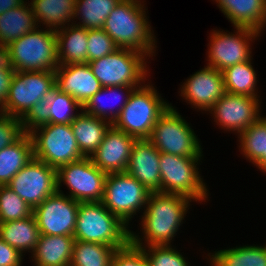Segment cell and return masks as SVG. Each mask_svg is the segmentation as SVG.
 Wrapping results in <instances>:
<instances>
[{
  "mask_svg": "<svg viewBox=\"0 0 266 266\" xmlns=\"http://www.w3.org/2000/svg\"><path fill=\"white\" fill-rule=\"evenodd\" d=\"M190 202L194 201L184 195L150 192L140 218L143 236L130 231V242L137 247L172 245Z\"/></svg>",
  "mask_w": 266,
  "mask_h": 266,
  "instance_id": "6da1fadb",
  "label": "cell"
},
{
  "mask_svg": "<svg viewBox=\"0 0 266 266\" xmlns=\"http://www.w3.org/2000/svg\"><path fill=\"white\" fill-rule=\"evenodd\" d=\"M144 2V0H120L106 18L103 30L118 48L139 51L149 59L155 56L157 41L149 24Z\"/></svg>",
  "mask_w": 266,
  "mask_h": 266,
  "instance_id": "7a4b0ae2",
  "label": "cell"
},
{
  "mask_svg": "<svg viewBox=\"0 0 266 266\" xmlns=\"http://www.w3.org/2000/svg\"><path fill=\"white\" fill-rule=\"evenodd\" d=\"M55 88V72H15L8 97L0 113L29 123L40 115L44 103Z\"/></svg>",
  "mask_w": 266,
  "mask_h": 266,
  "instance_id": "3957f363",
  "label": "cell"
},
{
  "mask_svg": "<svg viewBox=\"0 0 266 266\" xmlns=\"http://www.w3.org/2000/svg\"><path fill=\"white\" fill-rule=\"evenodd\" d=\"M4 57L16 72H55L59 66L56 32L37 27L6 46Z\"/></svg>",
  "mask_w": 266,
  "mask_h": 266,
  "instance_id": "277c9868",
  "label": "cell"
},
{
  "mask_svg": "<svg viewBox=\"0 0 266 266\" xmlns=\"http://www.w3.org/2000/svg\"><path fill=\"white\" fill-rule=\"evenodd\" d=\"M130 231L101 201L79 203L73 235L75 240L120 249L130 242Z\"/></svg>",
  "mask_w": 266,
  "mask_h": 266,
  "instance_id": "5b68a950",
  "label": "cell"
},
{
  "mask_svg": "<svg viewBox=\"0 0 266 266\" xmlns=\"http://www.w3.org/2000/svg\"><path fill=\"white\" fill-rule=\"evenodd\" d=\"M149 84L135 88L112 126L135 139H149L160 115L170 105Z\"/></svg>",
  "mask_w": 266,
  "mask_h": 266,
  "instance_id": "8992f818",
  "label": "cell"
},
{
  "mask_svg": "<svg viewBox=\"0 0 266 266\" xmlns=\"http://www.w3.org/2000/svg\"><path fill=\"white\" fill-rule=\"evenodd\" d=\"M27 132L33 142L34 158L56 170L84 158L70 124L27 123Z\"/></svg>",
  "mask_w": 266,
  "mask_h": 266,
  "instance_id": "52a82bcc",
  "label": "cell"
},
{
  "mask_svg": "<svg viewBox=\"0 0 266 266\" xmlns=\"http://www.w3.org/2000/svg\"><path fill=\"white\" fill-rule=\"evenodd\" d=\"M147 60L144 53L118 48L111 54L88 62V65L102 87L129 85L138 88L149 81Z\"/></svg>",
  "mask_w": 266,
  "mask_h": 266,
  "instance_id": "ba28073f",
  "label": "cell"
},
{
  "mask_svg": "<svg viewBox=\"0 0 266 266\" xmlns=\"http://www.w3.org/2000/svg\"><path fill=\"white\" fill-rule=\"evenodd\" d=\"M202 157L160 153L161 193L184 195L197 203L209 201V190L197 167Z\"/></svg>",
  "mask_w": 266,
  "mask_h": 266,
  "instance_id": "9c48e42d",
  "label": "cell"
},
{
  "mask_svg": "<svg viewBox=\"0 0 266 266\" xmlns=\"http://www.w3.org/2000/svg\"><path fill=\"white\" fill-rule=\"evenodd\" d=\"M149 140L160 153L203 156L198 135L171 103L158 118Z\"/></svg>",
  "mask_w": 266,
  "mask_h": 266,
  "instance_id": "30bf717a",
  "label": "cell"
},
{
  "mask_svg": "<svg viewBox=\"0 0 266 266\" xmlns=\"http://www.w3.org/2000/svg\"><path fill=\"white\" fill-rule=\"evenodd\" d=\"M150 191L127 172L109 173L101 202L124 224L145 208Z\"/></svg>",
  "mask_w": 266,
  "mask_h": 266,
  "instance_id": "8fae6325",
  "label": "cell"
},
{
  "mask_svg": "<svg viewBox=\"0 0 266 266\" xmlns=\"http://www.w3.org/2000/svg\"><path fill=\"white\" fill-rule=\"evenodd\" d=\"M235 29V34L217 29L210 32L207 66L222 72L228 67L253 59L251 42L254 43L261 33L246 27H235Z\"/></svg>",
  "mask_w": 266,
  "mask_h": 266,
  "instance_id": "7c38bea8",
  "label": "cell"
},
{
  "mask_svg": "<svg viewBox=\"0 0 266 266\" xmlns=\"http://www.w3.org/2000/svg\"><path fill=\"white\" fill-rule=\"evenodd\" d=\"M107 173L84 157L56 170L57 190L65 184L70 190L67 196L81 202H98L103 198ZM61 186V187H60Z\"/></svg>",
  "mask_w": 266,
  "mask_h": 266,
  "instance_id": "4fadbf2b",
  "label": "cell"
},
{
  "mask_svg": "<svg viewBox=\"0 0 266 266\" xmlns=\"http://www.w3.org/2000/svg\"><path fill=\"white\" fill-rule=\"evenodd\" d=\"M8 186L34 210L57 191L56 169L33 158Z\"/></svg>",
  "mask_w": 266,
  "mask_h": 266,
  "instance_id": "5bb4252c",
  "label": "cell"
},
{
  "mask_svg": "<svg viewBox=\"0 0 266 266\" xmlns=\"http://www.w3.org/2000/svg\"><path fill=\"white\" fill-rule=\"evenodd\" d=\"M79 202L57 190L34 210L40 235L73 236Z\"/></svg>",
  "mask_w": 266,
  "mask_h": 266,
  "instance_id": "9a60e30c",
  "label": "cell"
},
{
  "mask_svg": "<svg viewBox=\"0 0 266 266\" xmlns=\"http://www.w3.org/2000/svg\"><path fill=\"white\" fill-rule=\"evenodd\" d=\"M259 98L226 93L208 110L216 125L240 134L261 117Z\"/></svg>",
  "mask_w": 266,
  "mask_h": 266,
  "instance_id": "2e32d148",
  "label": "cell"
},
{
  "mask_svg": "<svg viewBox=\"0 0 266 266\" xmlns=\"http://www.w3.org/2000/svg\"><path fill=\"white\" fill-rule=\"evenodd\" d=\"M180 89L179 95L186 103L205 112L227 93L222 72L209 66L187 78Z\"/></svg>",
  "mask_w": 266,
  "mask_h": 266,
  "instance_id": "e0dca14e",
  "label": "cell"
},
{
  "mask_svg": "<svg viewBox=\"0 0 266 266\" xmlns=\"http://www.w3.org/2000/svg\"><path fill=\"white\" fill-rule=\"evenodd\" d=\"M135 140L134 137L111 126L90 158L101 171L107 174L126 172Z\"/></svg>",
  "mask_w": 266,
  "mask_h": 266,
  "instance_id": "ac0fdd59",
  "label": "cell"
},
{
  "mask_svg": "<svg viewBox=\"0 0 266 266\" xmlns=\"http://www.w3.org/2000/svg\"><path fill=\"white\" fill-rule=\"evenodd\" d=\"M55 85L60 92L72 96L82 107L102 88L88 63L59 65L55 70Z\"/></svg>",
  "mask_w": 266,
  "mask_h": 266,
  "instance_id": "d6986e66",
  "label": "cell"
},
{
  "mask_svg": "<svg viewBox=\"0 0 266 266\" xmlns=\"http://www.w3.org/2000/svg\"><path fill=\"white\" fill-rule=\"evenodd\" d=\"M160 152L149 139H136L126 172L150 192H161Z\"/></svg>",
  "mask_w": 266,
  "mask_h": 266,
  "instance_id": "ffe728a7",
  "label": "cell"
},
{
  "mask_svg": "<svg viewBox=\"0 0 266 266\" xmlns=\"http://www.w3.org/2000/svg\"><path fill=\"white\" fill-rule=\"evenodd\" d=\"M235 27L251 28L263 33L266 27V0H214Z\"/></svg>",
  "mask_w": 266,
  "mask_h": 266,
  "instance_id": "44dd1931",
  "label": "cell"
},
{
  "mask_svg": "<svg viewBox=\"0 0 266 266\" xmlns=\"http://www.w3.org/2000/svg\"><path fill=\"white\" fill-rule=\"evenodd\" d=\"M75 238L68 235H40L31 254L35 266H70Z\"/></svg>",
  "mask_w": 266,
  "mask_h": 266,
  "instance_id": "7402d4cb",
  "label": "cell"
},
{
  "mask_svg": "<svg viewBox=\"0 0 266 266\" xmlns=\"http://www.w3.org/2000/svg\"><path fill=\"white\" fill-rule=\"evenodd\" d=\"M74 22L55 31L59 65L87 63L88 30Z\"/></svg>",
  "mask_w": 266,
  "mask_h": 266,
  "instance_id": "603a6c76",
  "label": "cell"
},
{
  "mask_svg": "<svg viewBox=\"0 0 266 266\" xmlns=\"http://www.w3.org/2000/svg\"><path fill=\"white\" fill-rule=\"evenodd\" d=\"M79 150L84 157H91L112 126L109 121L85 113L83 110L70 123Z\"/></svg>",
  "mask_w": 266,
  "mask_h": 266,
  "instance_id": "cb8c5ba5",
  "label": "cell"
},
{
  "mask_svg": "<svg viewBox=\"0 0 266 266\" xmlns=\"http://www.w3.org/2000/svg\"><path fill=\"white\" fill-rule=\"evenodd\" d=\"M75 2L76 0H31L29 4L38 27L41 28V24H44L45 28L57 31L74 23Z\"/></svg>",
  "mask_w": 266,
  "mask_h": 266,
  "instance_id": "d4e9b609",
  "label": "cell"
},
{
  "mask_svg": "<svg viewBox=\"0 0 266 266\" xmlns=\"http://www.w3.org/2000/svg\"><path fill=\"white\" fill-rule=\"evenodd\" d=\"M134 89L135 88L129 85L102 87L95 95H93L87 101V103L83 106L82 110L89 115H92L100 119H104L106 121H109L111 124H113L114 121L119 116L120 112L122 111V108L128 102L129 97ZM109 98H111L112 100H116V103H118L117 106L119 107H116V108L114 107L115 108L114 109L111 104L108 103L109 104L108 105L106 103L108 101L106 100H109ZM120 100L121 102H118Z\"/></svg>",
  "mask_w": 266,
  "mask_h": 266,
  "instance_id": "484cf974",
  "label": "cell"
},
{
  "mask_svg": "<svg viewBox=\"0 0 266 266\" xmlns=\"http://www.w3.org/2000/svg\"><path fill=\"white\" fill-rule=\"evenodd\" d=\"M39 237L40 231L34 214L25 219L0 223V238L22 255L26 251L33 253Z\"/></svg>",
  "mask_w": 266,
  "mask_h": 266,
  "instance_id": "4316f807",
  "label": "cell"
},
{
  "mask_svg": "<svg viewBox=\"0 0 266 266\" xmlns=\"http://www.w3.org/2000/svg\"><path fill=\"white\" fill-rule=\"evenodd\" d=\"M37 27L29 1H25L21 6L0 14V45L5 48Z\"/></svg>",
  "mask_w": 266,
  "mask_h": 266,
  "instance_id": "83f0119b",
  "label": "cell"
},
{
  "mask_svg": "<svg viewBox=\"0 0 266 266\" xmlns=\"http://www.w3.org/2000/svg\"><path fill=\"white\" fill-rule=\"evenodd\" d=\"M34 158L33 142L26 132L14 144L0 150V186L11 179Z\"/></svg>",
  "mask_w": 266,
  "mask_h": 266,
  "instance_id": "f1b7e54d",
  "label": "cell"
},
{
  "mask_svg": "<svg viewBox=\"0 0 266 266\" xmlns=\"http://www.w3.org/2000/svg\"><path fill=\"white\" fill-rule=\"evenodd\" d=\"M239 150L259 170L266 173V116L238 135Z\"/></svg>",
  "mask_w": 266,
  "mask_h": 266,
  "instance_id": "f546056e",
  "label": "cell"
},
{
  "mask_svg": "<svg viewBox=\"0 0 266 266\" xmlns=\"http://www.w3.org/2000/svg\"><path fill=\"white\" fill-rule=\"evenodd\" d=\"M78 109H81L78 112ZM83 107L70 95L55 88L42 108L40 115L29 123L70 124Z\"/></svg>",
  "mask_w": 266,
  "mask_h": 266,
  "instance_id": "4dcf8cb0",
  "label": "cell"
},
{
  "mask_svg": "<svg viewBox=\"0 0 266 266\" xmlns=\"http://www.w3.org/2000/svg\"><path fill=\"white\" fill-rule=\"evenodd\" d=\"M211 266H266V245H243L207 254Z\"/></svg>",
  "mask_w": 266,
  "mask_h": 266,
  "instance_id": "1f68e13d",
  "label": "cell"
},
{
  "mask_svg": "<svg viewBox=\"0 0 266 266\" xmlns=\"http://www.w3.org/2000/svg\"><path fill=\"white\" fill-rule=\"evenodd\" d=\"M252 60L228 67L222 71L227 93L260 98L258 95L257 74Z\"/></svg>",
  "mask_w": 266,
  "mask_h": 266,
  "instance_id": "d6a6232c",
  "label": "cell"
},
{
  "mask_svg": "<svg viewBox=\"0 0 266 266\" xmlns=\"http://www.w3.org/2000/svg\"><path fill=\"white\" fill-rule=\"evenodd\" d=\"M119 2L120 0H76L74 19L80 21L76 25L87 30L103 29L106 18Z\"/></svg>",
  "mask_w": 266,
  "mask_h": 266,
  "instance_id": "836d02e7",
  "label": "cell"
},
{
  "mask_svg": "<svg viewBox=\"0 0 266 266\" xmlns=\"http://www.w3.org/2000/svg\"><path fill=\"white\" fill-rule=\"evenodd\" d=\"M117 248L75 240L70 266H111Z\"/></svg>",
  "mask_w": 266,
  "mask_h": 266,
  "instance_id": "e575fe53",
  "label": "cell"
},
{
  "mask_svg": "<svg viewBox=\"0 0 266 266\" xmlns=\"http://www.w3.org/2000/svg\"><path fill=\"white\" fill-rule=\"evenodd\" d=\"M33 209L8 185L0 186V223L25 219Z\"/></svg>",
  "mask_w": 266,
  "mask_h": 266,
  "instance_id": "d590c367",
  "label": "cell"
},
{
  "mask_svg": "<svg viewBox=\"0 0 266 266\" xmlns=\"http://www.w3.org/2000/svg\"><path fill=\"white\" fill-rule=\"evenodd\" d=\"M173 245L140 247L149 266H190L187 258Z\"/></svg>",
  "mask_w": 266,
  "mask_h": 266,
  "instance_id": "8d00e7d4",
  "label": "cell"
},
{
  "mask_svg": "<svg viewBox=\"0 0 266 266\" xmlns=\"http://www.w3.org/2000/svg\"><path fill=\"white\" fill-rule=\"evenodd\" d=\"M87 39V63L118 49L113 39L103 29H89Z\"/></svg>",
  "mask_w": 266,
  "mask_h": 266,
  "instance_id": "74e56055",
  "label": "cell"
},
{
  "mask_svg": "<svg viewBox=\"0 0 266 266\" xmlns=\"http://www.w3.org/2000/svg\"><path fill=\"white\" fill-rule=\"evenodd\" d=\"M27 132V123L17 117L0 113V150L18 141Z\"/></svg>",
  "mask_w": 266,
  "mask_h": 266,
  "instance_id": "f35d334b",
  "label": "cell"
},
{
  "mask_svg": "<svg viewBox=\"0 0 266 266\" xmlns=\"http://www.w3.org/2000/svg\"><path fill=\"white\" fill-rule=\"evenodd\" d=\"M111 266H149V263L143 250L129 242L126 246L116 249Z\"/></svg>",
  "mask_w": 266,
  "mask_h": 266,
  "instance_id": "ab89813d",
  "label": "cell"
},
{
  "mask_svg": "<svg viewBox=\"0 0 266 266\" xmlns=\"http://www.w3.org/2000/svg\"><path fill=\"white\" fill-rule=\"evenodd\" d=\"M15 70L8 64L5 57L0 60V110L8 97Z\"/></svg>",
  "mask_w": 266,
  "mask_h": 266,
  "instance_id": "60d3db41",
  "label": "cell"
},
{
  "mask_svg": "<svg viewBox=\"0 0 266 266\" xmlns=\"http://www.w3.org/2000/svg\"><path fill=\"white\" fill-rule=\"evenodd\" d=\"M24 256L0 238V266H21Z\"/></svg>",
  "mask_w": 266,
  "mask_h": 266,
  "instance_id": "b9f144b4",
  "label": "cell"
},
{
  "mask_svg": "<svg viewBox=\"0 0 266 266\" xmlns=\"http://www.w3.org/2000/svg\"><path fill=\"white\" fill-rule=\"evenodd\" d=\"M25 0H0V14L24 4Z\"/></svg>",
  "mask_w": 266,
  "mask_h": 266,
  "instance_id": "7bdbcfd3",
  "label": "cell"
},
{
  "mask_svg": "<svg viewBox=\"0 0 266 266\" xmlns=\"http://www.w3.org/2000/svg\"><path fill=\"white\" fill-rule=\"evenodd\" d=\"M4 57V48L0 45V60Z\"/></svg>",
  "mask_w": 266,
  "mask_h": 266,
  "instance_id": "ee69618b",
  "label": "cell"
}]
</instances>
